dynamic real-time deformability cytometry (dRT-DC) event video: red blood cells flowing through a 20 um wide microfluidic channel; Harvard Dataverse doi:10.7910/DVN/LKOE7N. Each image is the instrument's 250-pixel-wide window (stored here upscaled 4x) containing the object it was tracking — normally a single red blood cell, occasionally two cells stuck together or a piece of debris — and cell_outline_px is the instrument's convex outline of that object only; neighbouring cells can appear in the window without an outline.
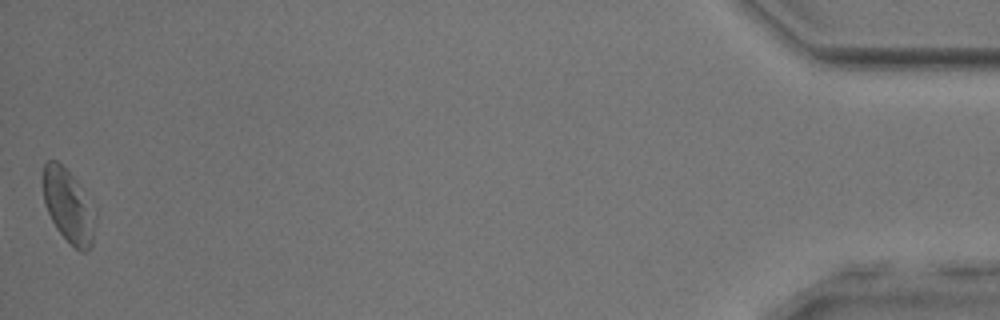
{"species": "common noctule bat (a hibernating species)", "species_latin": "Nyctalus noctula", "temperature_condition": "room temperature", "stored_images_in_passage": 36, "camera_frame_rate_fps": 3000, "um_per_image_px": 0.085, "animal": {"sex": "male", "body_mass_g": 17.9, "forearm_length_mm": 54.2}, "frame": {"image": 1, "passage_image": 36, "time_ms": 11.667, "image_size_px": [1000, 320], "cell_outline_px": [[96, 220], [92, 244], [88, 252], [80, 252], [56, 228], [44, 204], [44, 164], [48, 160], [56, 160], [76, 180], [96, 212]], "centroid_in_image_um": [5.84, 17.55], "position_along_channel_um": 429.4, "area_um2": 21.96}, "authors_computed_cell_mechanics": {"area_um2": 19.9699, "velocity_mm_per_s": 3.9292, "shape_relaxation_time_tau1_ms": 5.6404, "shape_relaxation_time_tau2_ms": 1.6632, "deformation_change_tau1": 0.1035, "deformation_change_tau2": 0.0827}}